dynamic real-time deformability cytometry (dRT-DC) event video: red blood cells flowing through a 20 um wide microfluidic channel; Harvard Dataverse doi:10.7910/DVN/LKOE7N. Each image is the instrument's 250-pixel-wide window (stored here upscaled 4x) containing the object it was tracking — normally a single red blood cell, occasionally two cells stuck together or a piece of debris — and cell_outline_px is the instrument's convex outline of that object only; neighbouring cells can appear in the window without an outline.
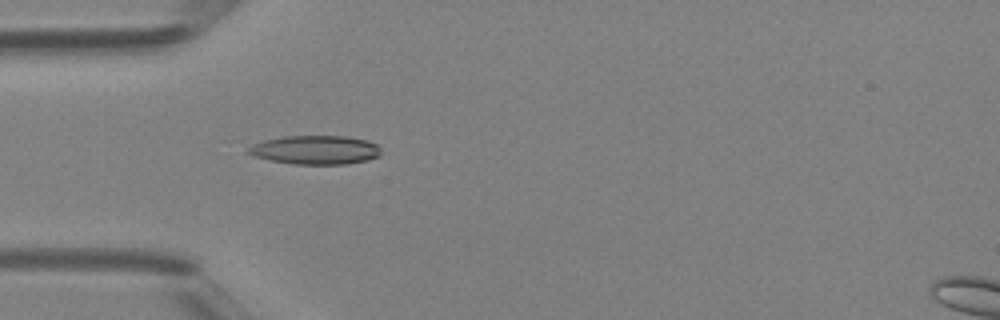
{"species": "Egyptian fruit bat (a non-hibernating species)", "species_latin": "Rousettus aegyptiacus", "temperature_condition": "room temperature", "stored_images_in_passage": 4, "camera_frame_rate_fps": 3000, "um_per_image_px": 0.085, "animal": {"sex": "female"}, "frame": {"image": 1, "passage_image": 4, "time_ms": 3.333, "image_size_px": [1000, 320], "cell_outline_px": [[380, 156], [368, 160], [348, 164], [292, 164], [268, 160], [252, 156], [248, 152], [248, 148], [252, 144], [264, 140], [284, 136], [348, 136], [368, 140], [376, 144], [380, 148]], "centroid_in_image_um": [26.81, 12.74], "position_along_channel_um": 58.2, "area_um2": 22.54}}